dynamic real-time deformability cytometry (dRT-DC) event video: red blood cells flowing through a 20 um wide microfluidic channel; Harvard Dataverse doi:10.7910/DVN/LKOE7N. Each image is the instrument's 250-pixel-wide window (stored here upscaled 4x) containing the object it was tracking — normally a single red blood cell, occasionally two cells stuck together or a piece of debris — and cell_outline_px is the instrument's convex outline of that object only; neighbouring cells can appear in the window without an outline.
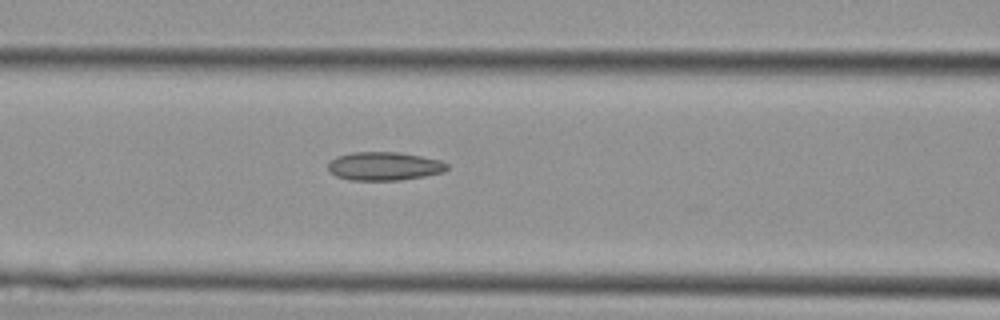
{"species": "Egyptian fruit bat (a non-hibernating species)", "species_latin": "Rousettus aegyptiacus", "temperature_condition": "cold", "stored_images_in_passage": 11, "camera_frame_rate_fps": 3000, "um_per_image_px": 0.085, "animal": {"sex": "female"}, "frame": {"image": 1, "passage_image": 5, "time_ms": 1.333, "image_size_px": [1000, 320], "cell_outline_px": [[448, 168], [444, 172], [424, 176], [400, 180], [348, 180], [336, 176], [328, 168], [328, 164], [336, 156], [352, 152], [400, 152], [440, 160], [448, 164]], "centroid_in_image_um": [32.66, 14.12], "position_along_channel_um": 133.9, "area_um2": 19.71}}
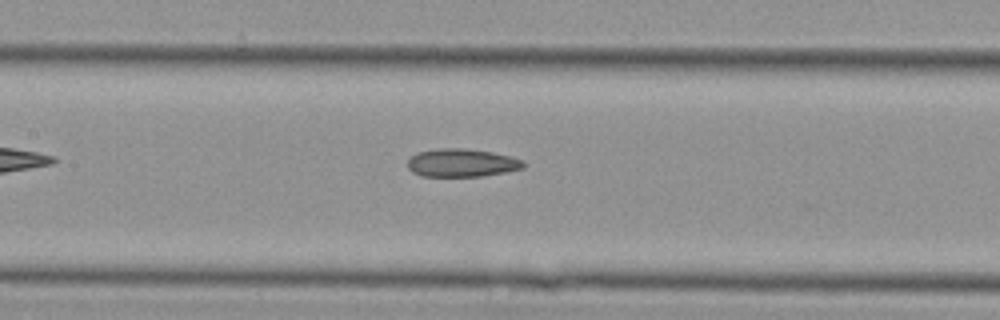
{"frame": {"image": 2, "passage_image": 7, "time_ms": 2.0, "image_size_px": [1000, 320], "cell_outline_px": [[524, 168], [504, 172], [480, 176], [420, 176], [412, 172], [408, 168], [408, 160], [412, 156], [420, 152], [436, 148], [464, 148], [492, 152], [524, 160]], "centroid_in_image_um": [39.23, 13.84], "position_along_channel_um": 168.2, "area_um2": 18.84}}
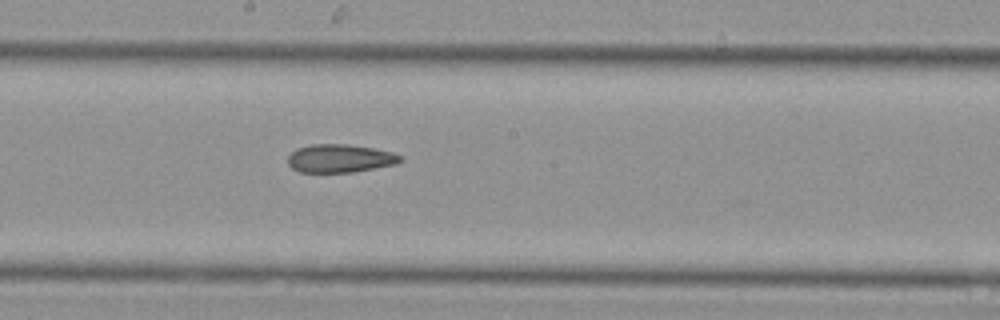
{"frame": {"image": 3, "passage_image": 10, "time_ms": 3.0, "image_size_px": [1000, 320], "cell_outline_px": [[400, 160], [396, 164], [352, 172], [300, 172], [292, 168], [288, 164], [288, 156], [296, 148], [308, 144], [348, 144], [372, 148], [392, 152], [400, 156]], "centroid_in_image_um": [28.84, 13.45], "position_along_channel_um": 219.4, "area_um2": 18.38}}